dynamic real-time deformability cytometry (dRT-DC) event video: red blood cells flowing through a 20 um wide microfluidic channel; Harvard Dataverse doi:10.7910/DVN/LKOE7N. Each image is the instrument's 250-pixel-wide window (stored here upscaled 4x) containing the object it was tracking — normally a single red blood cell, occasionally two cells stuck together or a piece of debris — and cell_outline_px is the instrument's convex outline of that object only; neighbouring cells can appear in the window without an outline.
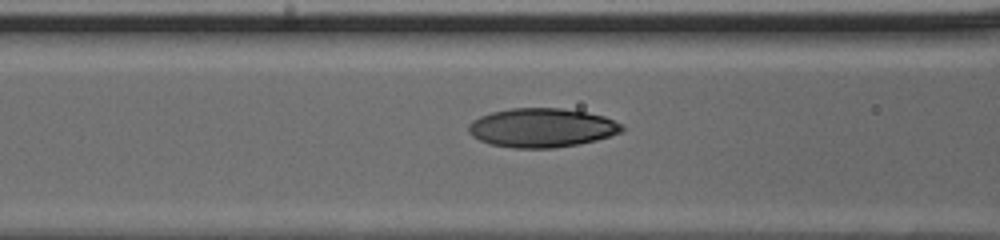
{"species": "human", "species_latin": "Homo sapiens", "temperature_condition": "cold", "stored_images_in_passage": 31, "camera_frame_rate_fps": 3000, "um_per_image_px": 0.085, "donor": {"sex": "male"}, "frame": {"image": 1, "passage_image": 13, "time_ms": 4.0, "image_size_px": [1000, 240], "cell_outline_px": [[624, 128], [620, 132], [596, 140], [580, 144], [552, 148], [512, 148], [492, 144], [480, 140], [472, 136], [468, 132], [468, 124], [472, 120], [480, 116], [492, 112], [512, 108], [560, 108], [584, 112], [604, 116], [624, 124]], "centroid_in_image_um": [46.04, 10.86], "position_along_channel_um": 120.6, "area_um2": 34.85}}
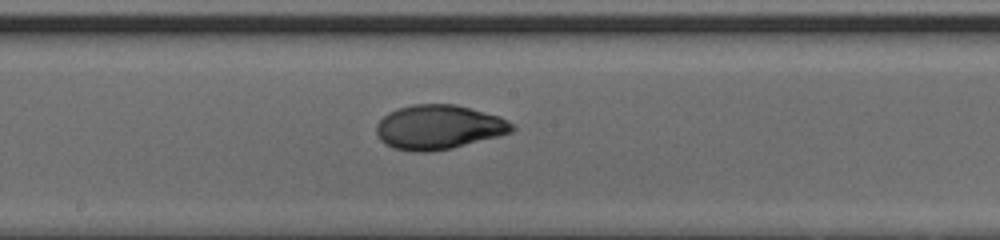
{"frame": {"image": 2, "passage_image": 19, "time_ms": 6.0, "image_size_px": [1000, 240], "cell_outline_px": [[516, 128], [512, 132], [500, 136], [452, 148], [432, 152], [412, 152], [392, 148], [384, 144], [380, 140], [376, 132], [376, 124], [388, 112], [396, 108], [412, 104], [456, 104], [500, 116], [516, 124]], "centroid_in_image_um": [37.3, 10.81], "position_along_channel_um": 210.9, "area_um2": 35.66}}
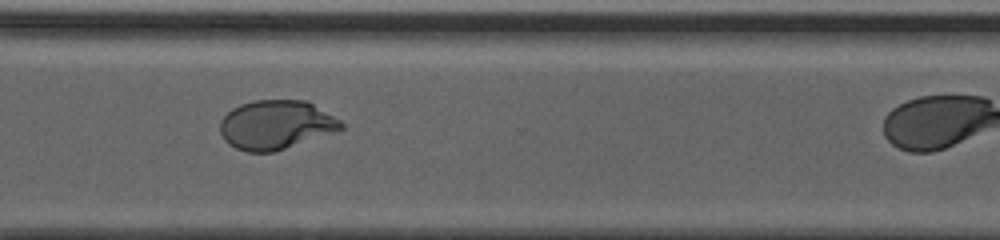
{"frame": {"image": 3, "passage_image": 28, "time_ms": 9.0, "image_size_px": [1000, 240], "cell_outline_px": [[344, 128], [336, 132], [272, 152], [248, 152], [236, 148], [228, 144], [224, 140], [220, 132], [220, 120], [232, 108], [240, 104], [252, 100], [308, 100], [340, 120], [344, 124]], "centroid_in_image_um": [23.45, 10.6], "position_along_channel_um": 347.1, "area_um2": 34.74}}